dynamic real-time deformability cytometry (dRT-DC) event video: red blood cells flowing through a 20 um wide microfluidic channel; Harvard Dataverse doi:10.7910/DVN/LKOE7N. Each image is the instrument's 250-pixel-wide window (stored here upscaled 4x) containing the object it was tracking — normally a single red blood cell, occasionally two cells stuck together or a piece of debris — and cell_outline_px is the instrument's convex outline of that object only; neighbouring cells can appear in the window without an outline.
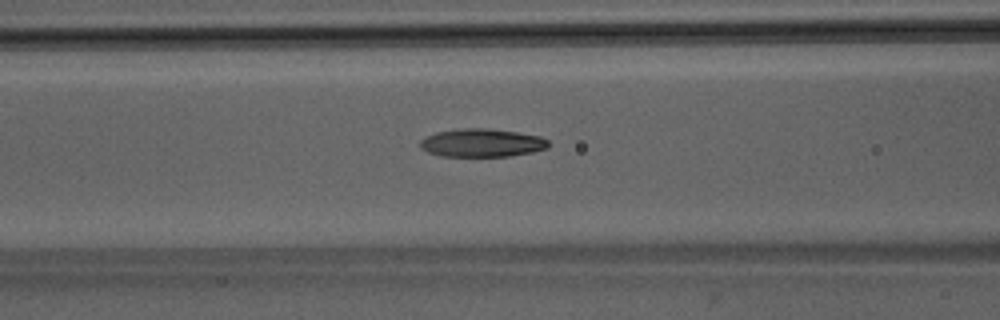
{"species": "Egyptian fruit bat (a non-hibernating species)", "species_latin": "Rousettus aegyptiacus", "temperature_condition": "room temperature", "stored_images_in_passage": 50, "camera_frame_rate_fps": 3000, "um_per_image_px": 0.085, "animal": {"sex": "male"}, "frame": {"image": 1, "passage_image": 20, "time_ms": 6.333, "image_size_px": [1000, 320], "cell_outline_px": [[548, 148], [532, 152], [508, 156], [440, 156], [428, 152], [420, 148], [420, 140], [436, 132], [460, 128], [484, 128], [516, 132], [540, 136], [548, 140]], "centroid_in_image_um": [40.94, 12.14], "position_along_channel_um": 125.7, "area_um2": 20.98}}
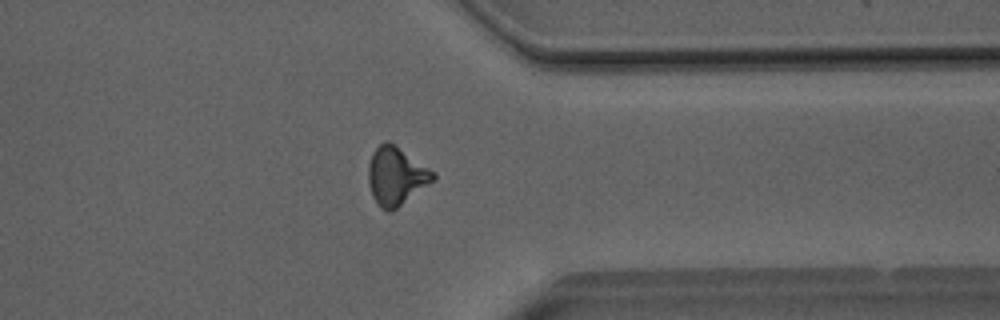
{"frame": {"image": 2, "passage_image": 39, "time_ms": 12.667, "image_size_px": [1000, 320], "cell_outline_px": [[436, 180], [392, 212], [388, 212], [380, 208], [372, 196], [368, 180], [368, 164], [372, 152], [384, 140], [388, 140], [436, 172]], "centroid_in_image_um": [33.68, 14.98], "position_along_channel_um": 377.7, "area_um2": 22.31}}
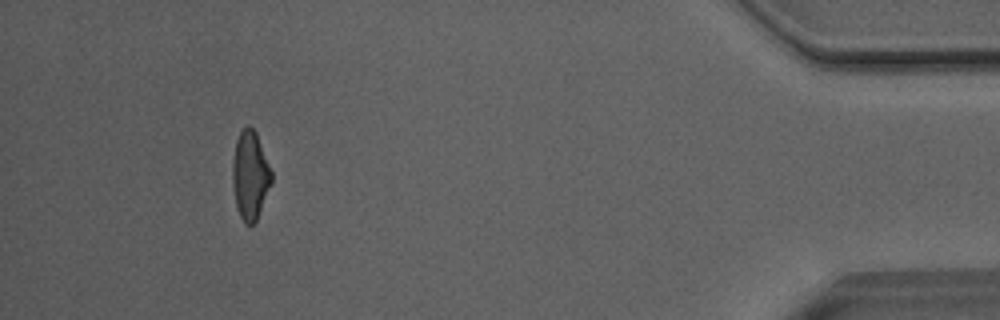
{"frame": {"image": 3, "passage_image": 46, "time_ms": 15.0, "image_size_px": [1000, 320], "cell_outline_px": [[272, 184], [256, 220], [252, 224], [244, 224], [236, 208], [232, 184], [232, 164], [236, 140], [240, 132], [248, 124], [256, 132], [272, 172]], "centroid_in_image_um": [21.26, 14.91], "position_along_channel_um": 413.9, "area_um2": 20.17}, "authors_computed_cell_mechanics": {"area_um2": 20.7502, "velocity_mm_per_s": 4.0586, "shape_relaxation_time_tau1_ms": 5.869, "shape_relaxation_time_tau2_ms": 2.7319, "deformation_change_tau1": 0.2281, "deformation_change_tau2": 0.1216}}